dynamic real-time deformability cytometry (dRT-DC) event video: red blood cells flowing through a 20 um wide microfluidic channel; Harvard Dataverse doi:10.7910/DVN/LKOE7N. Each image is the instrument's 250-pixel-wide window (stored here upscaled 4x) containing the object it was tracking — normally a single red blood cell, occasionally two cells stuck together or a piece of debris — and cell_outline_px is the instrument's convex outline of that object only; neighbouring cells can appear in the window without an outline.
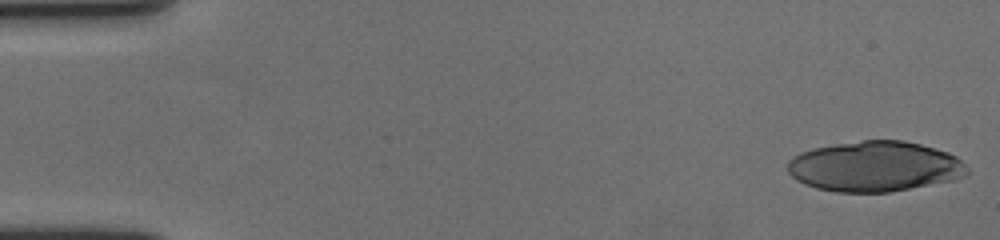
{"species": "human", "species_latin": "Homo sapiens", "temperature_condition": "cold", "stored_images_in_passage": 19, "camera_frame_rate_fps": 3000, "um_per_image_px": 0.085, "donor": {"sex": "female"}, "frame": {"image": 1, "passage_image": 1, "time_ms": 0.0, "image_size_px": [1000, 240], "cell_outline_px": [[968, 176], [952, 180], [888, 192], [836, 192], [816, 188], [804, 184], [796, 180], [788, 172], [788, 160], [792, 156], [800, 152], [812, 148], [860, 140], [904, 140], [920, 144], [948, 152], [956, 156], [968, 168]], "centroid_in_image_um": [74.34, 14.14], "position_along_channel_um": 10.7, "area_um2": 52.77}}